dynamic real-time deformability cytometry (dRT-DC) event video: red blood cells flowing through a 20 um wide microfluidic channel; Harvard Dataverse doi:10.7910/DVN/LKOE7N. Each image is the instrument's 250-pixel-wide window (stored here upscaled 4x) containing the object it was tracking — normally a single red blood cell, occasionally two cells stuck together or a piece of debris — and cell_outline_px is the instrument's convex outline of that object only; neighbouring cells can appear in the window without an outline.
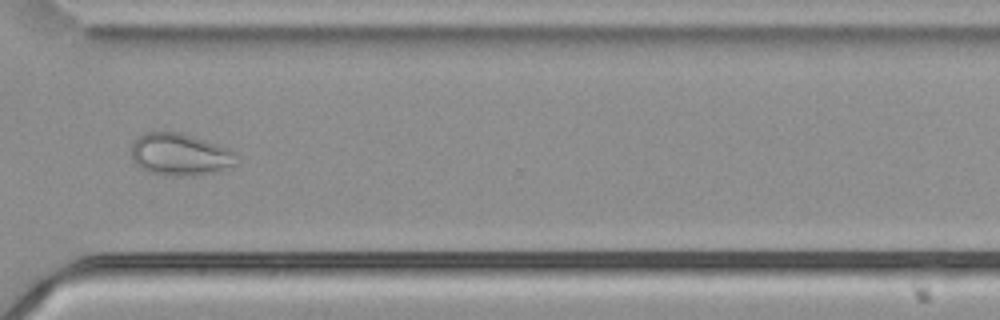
{"species": "common noctule bat (a hibernating species)", "species_latin": "Nyctalus noctula", "temperature_condition": "cold", "stored_images_in_passage": 48, "camera_frame_rate_fps": 3000, "um_per_image_px": 0.085, "animal": {"sex": "male", "body_mass_g": 21.5, "forearm_length_mm": 52.0}, "frame": {"image": 1, "passage_image": 35, "time_ms": 11.333, "image_size_px": [1000, 320], "cell_outline_px": [[236, 164], [212, 172], [192, 176], [168, 176], [148, 172], [140, 168], [132, 160], [132, 144], [136, 136], [144, 132], [180, 132], [228, 148], [236, 156]], "centroid_in_image_um": [15.23, 13.13], "position_along_channel_um": 355.4, "area_um2": 25.78}, "authors_computed_cell_mechanics": {"area_um2": 28.0041, "velocity_mm_per_s": 3.7845, "shape_relaxation_time_tau1_ms": null, "shape_relaxation_time_tau2_ms": 1.9441, "deformation_change_tau1": null, "deformation_change_tau2": 0.0688}}